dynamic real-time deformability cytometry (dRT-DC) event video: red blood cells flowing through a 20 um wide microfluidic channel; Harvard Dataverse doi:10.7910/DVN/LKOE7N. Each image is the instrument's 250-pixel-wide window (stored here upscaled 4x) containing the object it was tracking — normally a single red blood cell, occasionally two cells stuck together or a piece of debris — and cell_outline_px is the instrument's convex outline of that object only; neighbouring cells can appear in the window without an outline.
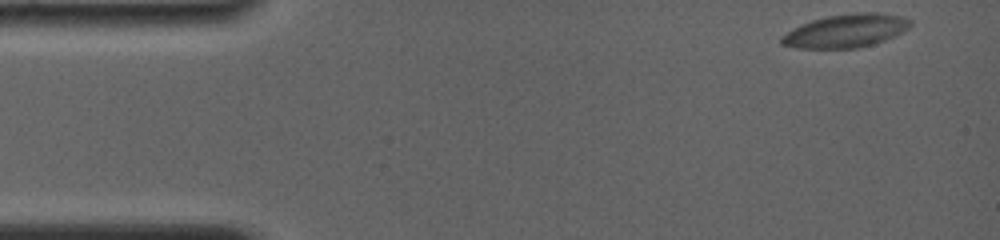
{"species": "common noctule bat (a hibernating species)", "species_latin": "Nyctalus noctula", "temperature_condition": "room temperature", "stored_images_in_passage": 78, "camera_frame_rate_fps": 4000, "um_per_image_px": 0.085, "animal": {"sex": "female", "body_mass_g": 19.0, "forearm_length_mm": 56.7}, "frame": {"image": 1, "passage_image": 1, "time_ms": 0.0, "image_size_px": [1000, 240], "cell_outline_px": [[912, 24], [908, 28], [884, 40], [872, 44], [856, 48], [796, 48], [780, 44], [780, 36], [800, 24], [812, 20], [828, 16], [860, 12], [876, 12], [900, 16], [912, 20]], "centroid_in_image_um": [71.86, 2.62], "position_along_channel_um": 13.1, "area_um2": 24.8}}
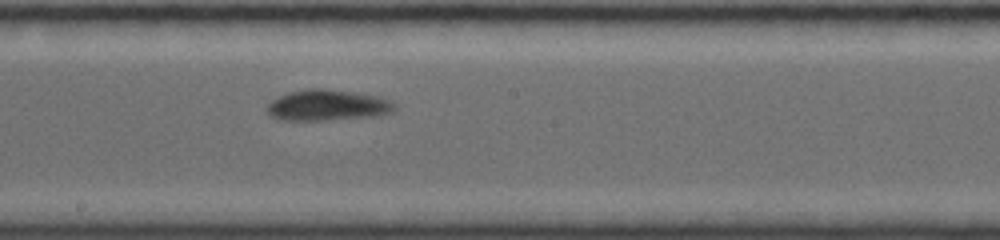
{"frame": {"image": 2, "passage_image": 41, "time_ms": 8.5, "image_size_px": [1000, 240], "cell_outline_px": [[396, 108], [392, 112], [380, 116], [324, 120], [284, 120], [272, 116], [264, 108], [272, 100], [288, 92], [308, 88], [320, 88], [356, 92], [380, 96], [396, 104]], "centroid_in_image_um": [27.87, 8.94], "position_along_channel_um": 220.3, "area_um2": 23.18}}
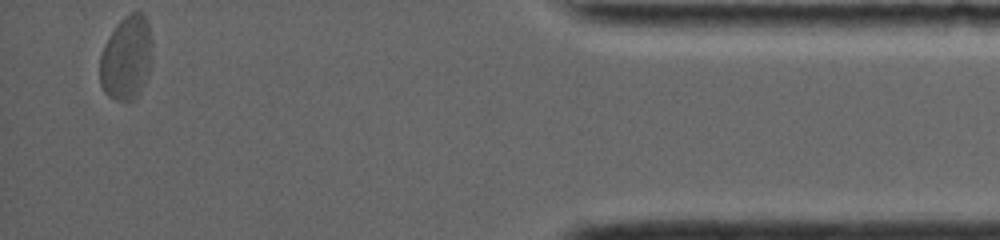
{"frame": {"image": 3, "passage_image": 78, "time_ms": 15.5, "image_size_px": [1000, 240], "cell_outline_px": [[152, 64], [148, 76], [136, 100], [116, 100], [108, 96], [104, 92], [100, 84], [100, 56], [104, 44], [108, 36], [120, 20], [132, 12], [140, 12], [148, 20], [152, 40]], "centroid_in_image_um": [10.77, 4.94], "position_along_channel_um": 424.4, "area_um2": 26.13}}